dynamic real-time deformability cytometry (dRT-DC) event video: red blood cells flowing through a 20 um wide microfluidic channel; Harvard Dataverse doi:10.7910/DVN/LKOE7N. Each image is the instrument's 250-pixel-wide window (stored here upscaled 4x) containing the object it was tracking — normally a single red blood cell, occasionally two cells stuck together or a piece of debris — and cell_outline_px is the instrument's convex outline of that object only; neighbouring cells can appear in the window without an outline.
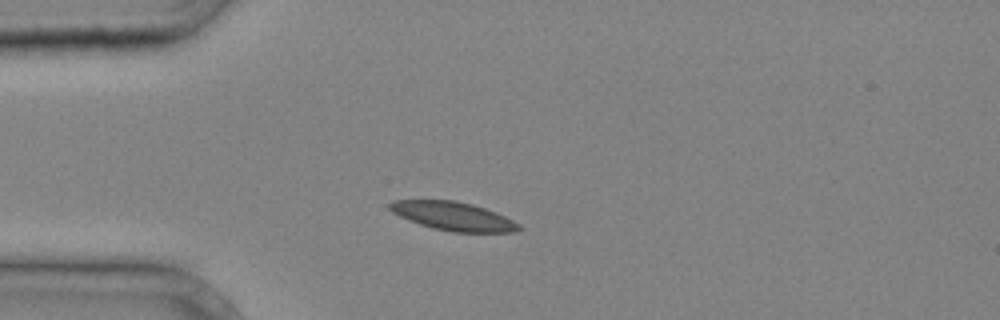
{"species": "common noctule bat (a hibernating species)", "species_latin": "Nyctalus noctula", "temperature_condition": "cold", "stored_images_in_passage": 29, "camera_frame_rate_fps": 3000, "um_per_image_px": 0.085, "animal": {"sex": "male", "body_mass_g": 20.4}, "frame": {"image": 1, "passage_image": 1, "time_ms": 0.0, "image_size_px": [1000, 320], "cell_outline_px": [[524, 228], [516, 232], [452, 232], [432, 228], [408, 220], [392, 212], [388, 208], [388, 204], [392, 200], [456, 200], [472, 204], [496, 212], [520, 224]], "centroid_in_image_um": [38.53, 18.37], "position_along_channel_um": 46.5, "area_um2": 21.62}}
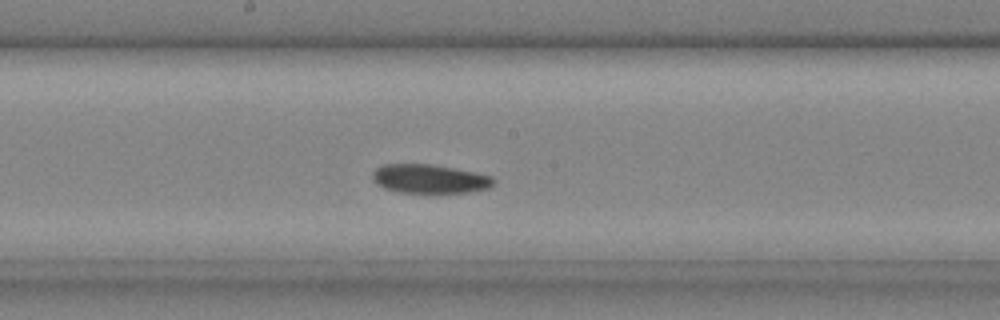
{"frame": {"image": 2, "passage_image": 12, "time_ms": 3.667, "image_size_px": [1000, 320], "cell_outline_px": [[496, 180], [488, 188], [468, 192], [396, 192], [384, 188], [376, 184], [372, 180], [372, 172], [376, 168], [384, 164], [432, 164], [492, 176]], "centroid_in_image_um": [36.46, 15.2], "position_along_channel_um": 211.7, "area_um2": 20.23}}
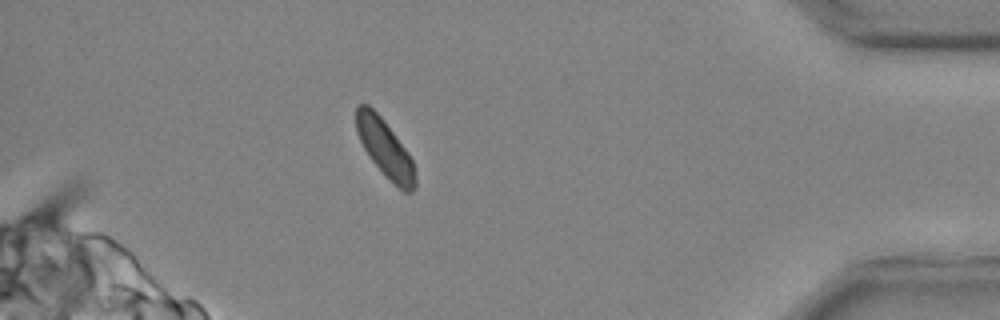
{"frame": {"image": 3, "passage_image": 26, "time_ms": 8.333, "image_size_px": [1000, 320], "cell_outline_px": [[416, 188], [412, 192], [404, 192], [368, 156], [356, 132], [356, 104], [368, 104], [380, 116], [408, 152], [412, 160], [416, 180]], "centroid_in_image_um": [32.71, 12.58], "position_along_channel_um": 402.5, "area_um2": 19.25}}